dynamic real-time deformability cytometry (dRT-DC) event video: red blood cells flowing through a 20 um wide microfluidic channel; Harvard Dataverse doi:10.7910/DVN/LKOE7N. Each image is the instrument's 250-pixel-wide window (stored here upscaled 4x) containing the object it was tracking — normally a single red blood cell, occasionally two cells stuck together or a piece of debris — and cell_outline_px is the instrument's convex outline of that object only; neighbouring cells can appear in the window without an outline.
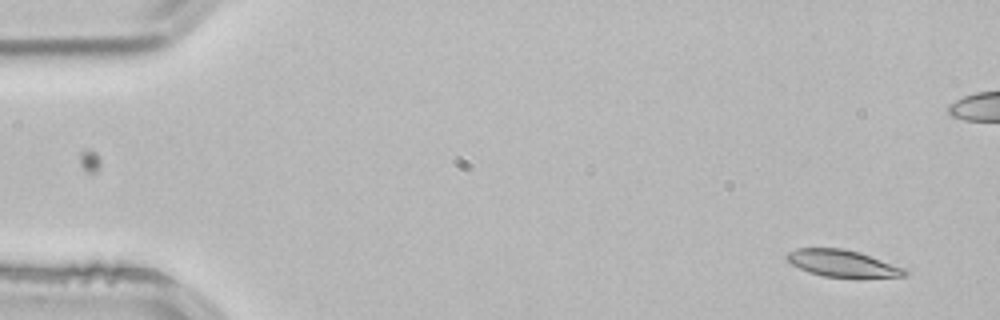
{"species": "common noctule bat (a hibernating species)", "species_latin": "Nyctalus noctula", "temperature_condition": "room temperature", "stored_images_in_passage": 5, "camera_frame_rate_fps": 3000, "um_per_image_px": 0.085, "animal": {"sex": "male", "body_mass_g": 21.5, "forearm_length_mm": 52.0}, "frame": {"image": 1, "passage_image": 1, "time_ms": 0.0, "image_size_px": [1000, 320], "cell_outline_px": [[908, 276], [860, 280], [856, 280], [824, 276], [808, 272], [792, 264], [784, 256], [788, 252], [796, 248], [844, 248], [860, 252], [904, 268], [908, 272]], "centroid_in_image_um": [71.68, 22.44], "position_along_channel_um": 13.3, "area_um2": 19.31}}